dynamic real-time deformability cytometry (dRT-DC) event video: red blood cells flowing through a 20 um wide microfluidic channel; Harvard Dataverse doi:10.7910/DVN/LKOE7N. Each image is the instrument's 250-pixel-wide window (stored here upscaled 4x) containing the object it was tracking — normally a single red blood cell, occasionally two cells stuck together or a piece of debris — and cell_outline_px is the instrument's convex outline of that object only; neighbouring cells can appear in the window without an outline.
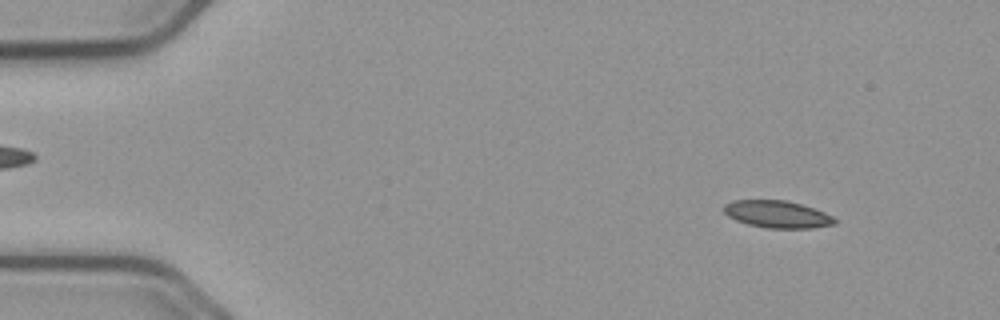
{"species": "common noctule bat (a hibernating species)", "species_latin": "Nyctalus noctula", "temperature_condition": "cold", "stored_images_in_passage": 34, "camera_frame_rate_fps": 3000, "um_per_image_px": 0.085, "animal": {"sex": "male", "body_mass_g": 23.1, "forearm_length_mm": 52.7}, "frame": {"image": 1, "passage_image": 1, "time_ms": 0.0, "image_size_px": [1000, 320], "cell_outline_px": [[836, 224], [812, 228], [768, 228], [748, 224], [736, 220], [728, 216], [724, 212], [724, 204], [732, 200], [784, 200], [800, 204], [824, 212], [832, 216], [836, 220]], "centroid_in_image_um": [66.05, 18.21], "position_along_channel_um": 18.9, "area_um2": 17.46}}
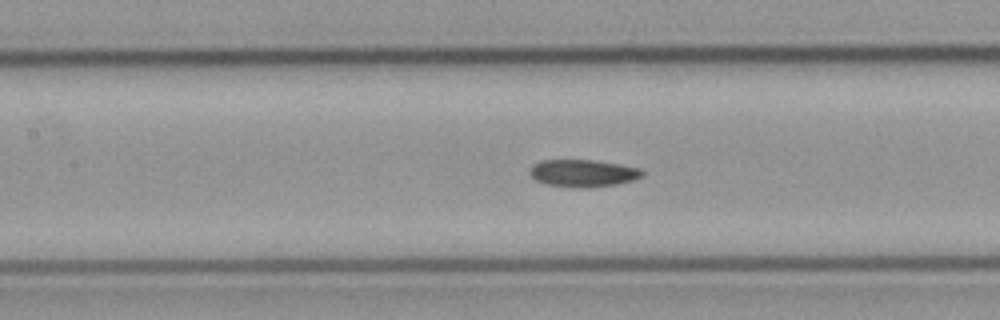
{"frame": {"image": 2, "passage_image": 20, "time_ms": 6.333, "image_size_px": [1000, 320], "cell_outline_px": [[644, 172], [640, 176], [632, 180], [616, 184], [588, 188], [580, 188], [544, 184], [536, 180], [528, 172], [528, 168], [532, 164], [540, 160], [592, 160], [640, 168]], "centroid_in_image_um": [49.47, 14.72], "position_along_channel_um": 157.9, "area_um2": 17.86}}
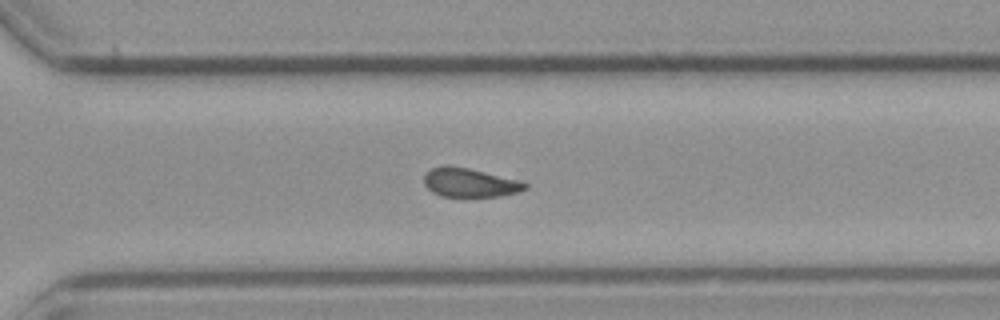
{"frame": {"image": 3, "passage_image": 34, "time_ms": 11.0, "image_size_px": [1000, 320], "cell_outline_px": [[528, 188], [516, 192], [496, 196], [440, 196], [432, 192], [424, 184], [424, 172], [432, 168], [468, 168], [520, 180], [528, 184]], "centroid_in_image_um": [39.94, 15.54], "position_along_channel_um": 330.7, "area_um2": 16.47}}